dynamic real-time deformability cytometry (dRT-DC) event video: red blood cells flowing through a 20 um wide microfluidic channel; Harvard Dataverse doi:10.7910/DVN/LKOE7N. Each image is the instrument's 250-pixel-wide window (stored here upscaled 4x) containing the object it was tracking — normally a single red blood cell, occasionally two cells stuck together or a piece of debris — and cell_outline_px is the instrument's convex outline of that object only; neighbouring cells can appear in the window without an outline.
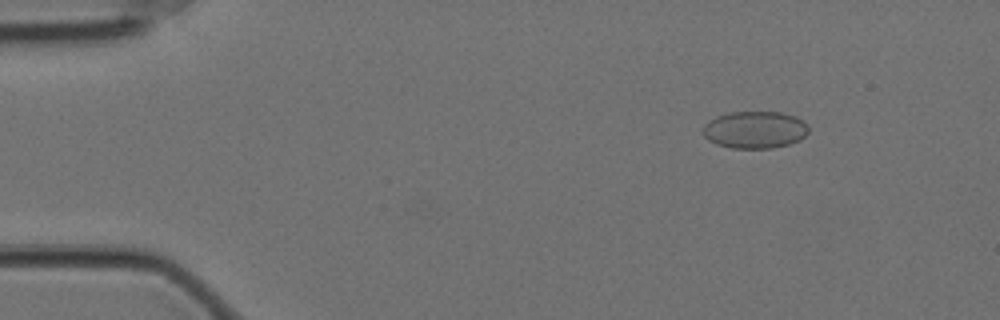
{"species": "Egyptian fruit bat (a non-hibernating species)", "species_latin": "Rousettus aegyptiacus", "temperature_condition": "cold", "stored_images_in_passage": 37, "camera_frame_rate_fps": 3000, "um_per_image_px": 0.085, "animal": {"sex": "female"}, "frame": {"image": 1, "passage_image": 2, "time_ms": 0.333, "image_size_px": [1000, 320], "cell_outline_px": [[808, 132], [800, 140], [788, 144], [772, 148], [732, 148], [716, 144], [708, 140], [704, 136], [704, 124], [708, 120], [716, 116], [732, 112], [780, 112], [796, 116], [804, 120], [808, 124]], "centroid_in_image_um": [64.18, 11.02], "position_along_channel_um": 20.8, "area_um2": 23.0}}
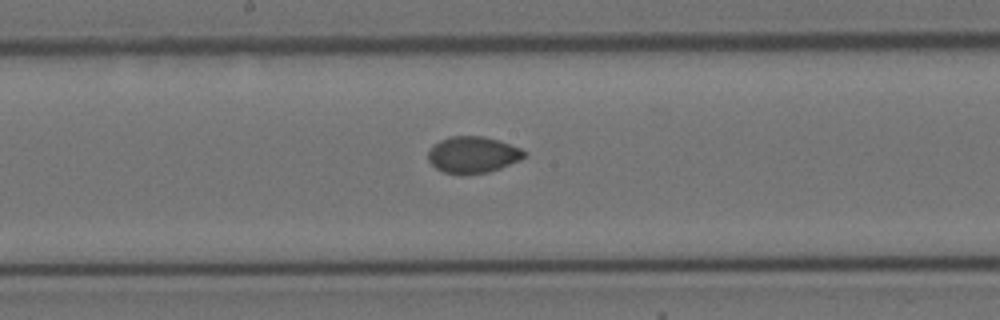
{"frame": {"image": 2, "passage_image": 25, "time_ms": 8.0, "image_size_px": [1000, 320], "cell_outline_px": [[528, 152], [520, 160], [500, 168], [488, 172], [444, 172], [436, 168], [428, 160], [428, 152], [432, 144], [440, 140], [452, 136], [484, 136], [500, 140], [520, 148]], "centroid_in_image_um": [40.2, 13.11], "position_along_channel_um": 208.0, "area_um2": 20.11}}
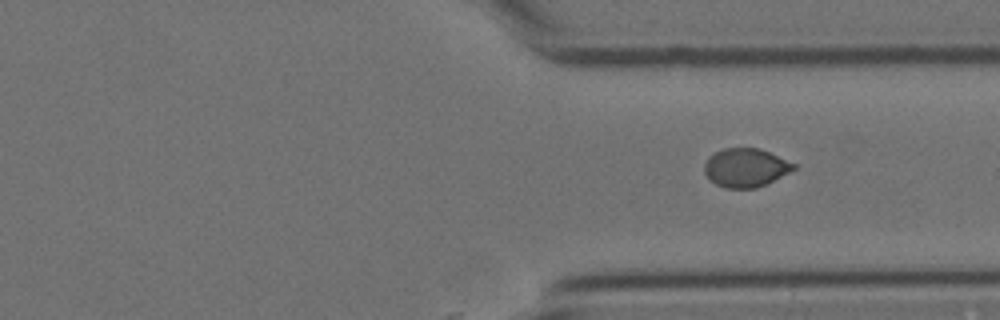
{"frame": {"image": 3, "passage_image": 37, "time_ms": 12.0, "image_size_px": [1000, 320], "cell_outline_px": [[796, 168], [756, 188], [724, 188], [708, 180], [704, 172], [704, 164], [708, 156], [724, 148], [760, 148], [796, 164]], "centroid_in_image_um": [63.32, 14.25], "position_along_channel_um": 348.1, "area_um2": 20.0}}